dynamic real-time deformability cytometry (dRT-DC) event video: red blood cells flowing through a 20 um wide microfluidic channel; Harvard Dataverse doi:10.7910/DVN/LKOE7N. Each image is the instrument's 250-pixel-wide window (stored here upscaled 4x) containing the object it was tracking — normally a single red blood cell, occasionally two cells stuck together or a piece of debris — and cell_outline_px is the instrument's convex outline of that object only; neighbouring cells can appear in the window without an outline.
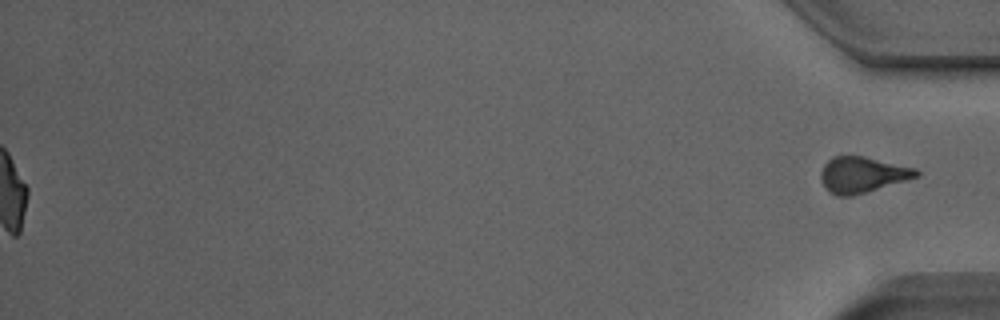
{"species": "Egyptian fruit bat (a non-hibernating species)", "species_latin": "Rousettus aegyptiacus", "temperature_condition": "room temperature", "stored_images_in_passage": 51, "camera_frame_rate_fps": 3000, "um_per_image_px": 0.085, "animal": {"sex": "male"}, "frame": {"image": 1, "passage_image": 51, "time_ms": 16.667, "image_size_px": [1000, 320], "cell_outline_px": [[920, 176], [852, 196], [836, 196], [824, 188], [820, 180], [820, 172], [824, 164], [832, 156], [864, 156], [916, 168], [920, 172]], "centroid_in_image_um": [73.27, 14.85], "position_along_channel_um": 361.9, "area_um2": 20.06}}